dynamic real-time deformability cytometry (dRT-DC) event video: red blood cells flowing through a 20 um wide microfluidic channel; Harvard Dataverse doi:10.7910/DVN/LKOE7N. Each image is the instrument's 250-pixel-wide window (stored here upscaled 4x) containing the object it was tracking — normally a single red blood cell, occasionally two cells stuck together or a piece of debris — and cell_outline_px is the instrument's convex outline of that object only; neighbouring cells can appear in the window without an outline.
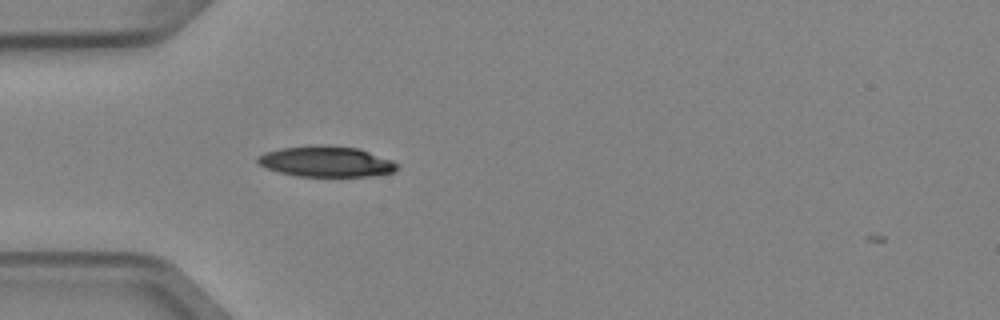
{"species": "Egyptian fruit bat (a non-hibernating species)", "species_latin": "Rousettus aegyptiacus", "temperature_condition": "cold", "stored_images_in_passage": 1, "camera_frame_rate_fps": 3000, "um_per_image_px": 0.085, "animal": {"sex": "female"}, "frame": {"image": 1, "passage_image": 1, "time_ms": 0.0, "image_size_px": [1000, 320], "cell_outline_px": [[400, 168], [392, 172], [368, 176], [296, 176], [280, 172], [268, 168], [260, 164], [256, 160], [256, 156], [264, 152], [280, 148], [360, 148], [392, 160], [400, 164]], "centroid_in_image_um": [27.77, 13.78], "position_along_channel_um": 57.2, "area_um2": 23.93}}